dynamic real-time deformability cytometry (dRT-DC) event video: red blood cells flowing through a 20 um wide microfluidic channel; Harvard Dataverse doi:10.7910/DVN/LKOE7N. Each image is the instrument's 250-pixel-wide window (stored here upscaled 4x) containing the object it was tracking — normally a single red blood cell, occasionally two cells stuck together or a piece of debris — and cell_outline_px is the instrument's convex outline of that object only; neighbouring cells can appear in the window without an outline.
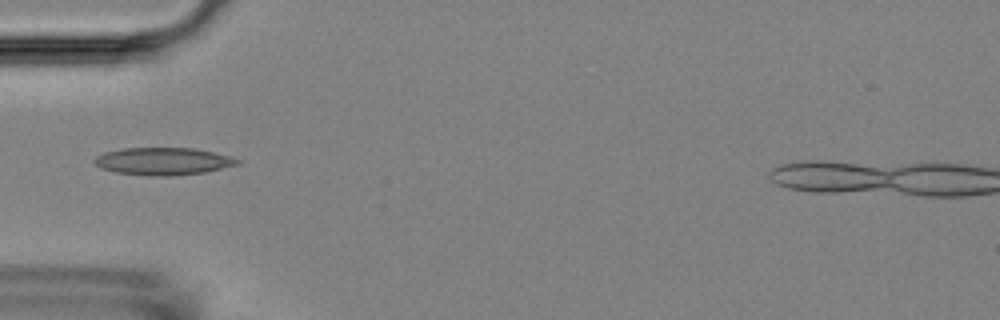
{"species": "Egyptian fruit bat (a non-hibernating species)", "species_latin": "Rousettus aegyptiacus", "temperature_condition": "room temperature", "stored_images_in_passage": 6, "camera_frame_rate_fps": 3000, "um_per_image_px": 0.085, "animal": {"sex": "female"}, "frame": {"image": 1, "passage_image": 6, "time_ms": 6.333, "image_size_px": [1000, 320], "cell_outline_px": [[240, 164], [204, 172], [168, 176], [148, 176], [116, 172], [100, 168], [92, 160], [96, 156], [104, 152], [124, 148], [192, 148], [232, 156], [240, 160]], "centroid_in_image_um": [13.85, 13.71], "position_along_channel_um": 71.2, "area_um2": 22.83}}